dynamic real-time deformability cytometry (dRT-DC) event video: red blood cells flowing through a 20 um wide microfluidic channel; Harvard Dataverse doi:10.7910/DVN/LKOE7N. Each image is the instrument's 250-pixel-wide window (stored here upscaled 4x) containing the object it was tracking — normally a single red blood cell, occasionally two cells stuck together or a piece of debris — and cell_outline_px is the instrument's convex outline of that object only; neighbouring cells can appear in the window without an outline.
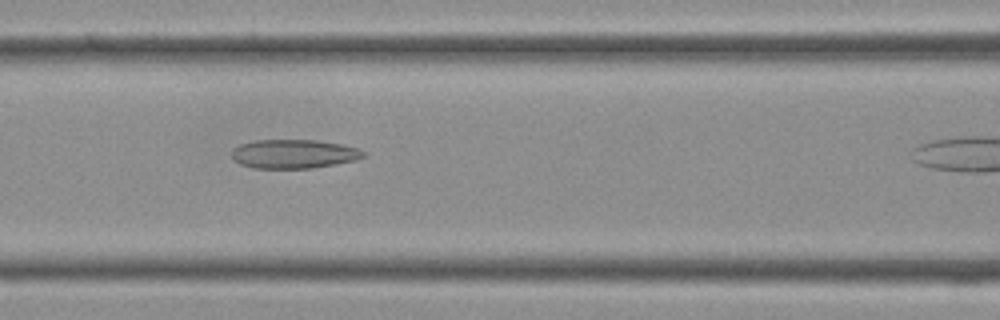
{"species": "Egyptian fruit bat (a non-hibernating species)", "species_latin": "Rousettus aegyptiacus", "temperature_condition": "cold", "stored_images_in_passage": 9, "camera_frame_rate_fps": 3000, "um_per_image_px": 0.085, "frame": {"image": 1, "passage_image": 6, "time_ms": 1.667, "image_size_px": [1000, 320], "cell_outline_px": [[364, 156], [356, 160], [336, 164], [312, 168], [252, 168], [240, 164], [232, 156], [232, 152], [240, 144], [256, 140], [316, 140], [340, 144], [356, 148], [364, 152]], "centroid_in_image_um": [24.97, 13.09], "position_along_channel_um": 141.6, "area_um2": 21.96}}
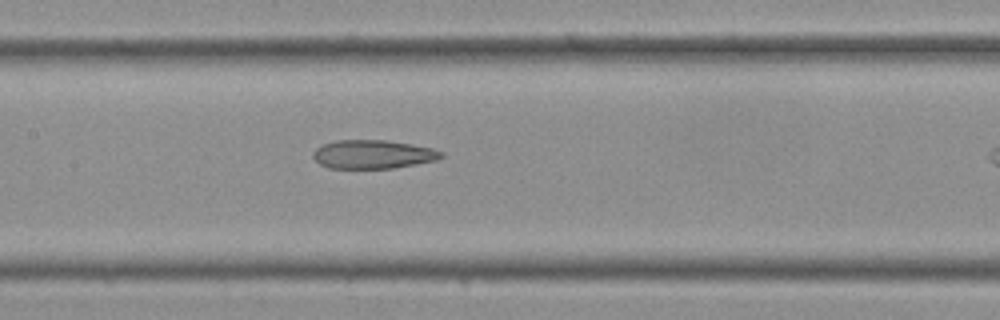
{"frame": {"image": 2, "passage_image": 8, "time_ms": 2.333, "image_size_px": [1000, 320], "cell_outline_px": [[444, 156], [436, 160], [416, 164], [392, 168], [328, 168], [320, 164], [312, 156], [312, 152], [320, 144], [336, 140], [384, 140], [412, 144], [432, 148], [444, 152]], "centroid_in_image_um": [31.68, 13.11], "position_along_channel_um": 175.7, "area_um2": 21.5}}